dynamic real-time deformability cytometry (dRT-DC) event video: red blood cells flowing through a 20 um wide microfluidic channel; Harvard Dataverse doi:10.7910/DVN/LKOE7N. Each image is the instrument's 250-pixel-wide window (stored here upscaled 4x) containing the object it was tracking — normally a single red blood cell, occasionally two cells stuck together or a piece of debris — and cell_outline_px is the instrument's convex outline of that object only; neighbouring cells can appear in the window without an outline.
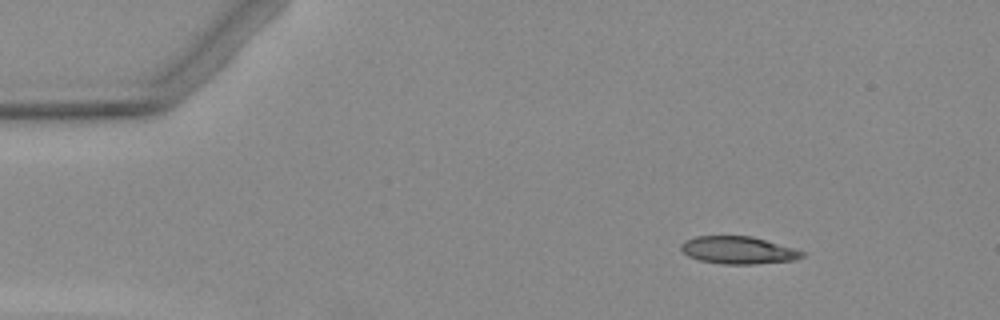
{"species": "Egyptian fruit bat (a non-hibernating species)", "species_latin": "Rousettus aegyptiacus", "temperature_condition": "warm", "stored_images_in_passage": 4, "segment_of_instrument_passage": [1, 2], "camera_frame_rate_fps": 3000, "um_per_image_px": 0.085, "animal": {"sex": "female"}, "frame": {"image": 1, "passage_image": 2, "time_ms": 1.0, "image_size_px": [1000, 320], "cell_outline_px": [[804, 256], [796, 260], [756, 264], [720, 264], [700, 260], [688, 256], [680, 248], [680, 244], [684, 240], [696, 236], [752, 236], [792, 248], [804, 252]], "centroid_in_image_um": [62.72, 21.27], "position_along_channel_um": 22.3, "area_um2": 19.36}}